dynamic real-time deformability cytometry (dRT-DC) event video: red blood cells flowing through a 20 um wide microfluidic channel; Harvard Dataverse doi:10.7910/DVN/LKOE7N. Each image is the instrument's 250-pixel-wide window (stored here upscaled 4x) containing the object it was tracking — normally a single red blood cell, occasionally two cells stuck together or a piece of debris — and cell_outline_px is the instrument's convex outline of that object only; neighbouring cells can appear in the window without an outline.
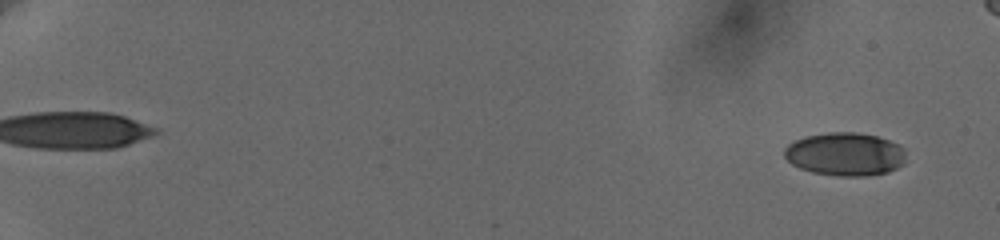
{"species": "human", "species_latin": "Homo sapiens", "temperature_condition": "cold", "stored_images_in_passage": 4, "camera_frame_rate_fps": 3000, "um_per_image_px": 0.085, "donor": {"sex": "female"}, "frame": {"image": 1, "passage_image": 4, "time_ms": 1.0, "image_size_px": [1000, 240], "cell_outline_px": [[904, 164], [888, 172], [868, 176], [836, 176], [812, 172], [800, 168], [792, 164], [784, 156], [784, 148], [788, 144], [804, 136], [828, 132], [856, 132], [876, 136], [888, 140], [904, 148]], "centroid_in_image_um": [71.82, 13.1], "position_along_channel_um": 13.2, "area_um2": 30.69}}